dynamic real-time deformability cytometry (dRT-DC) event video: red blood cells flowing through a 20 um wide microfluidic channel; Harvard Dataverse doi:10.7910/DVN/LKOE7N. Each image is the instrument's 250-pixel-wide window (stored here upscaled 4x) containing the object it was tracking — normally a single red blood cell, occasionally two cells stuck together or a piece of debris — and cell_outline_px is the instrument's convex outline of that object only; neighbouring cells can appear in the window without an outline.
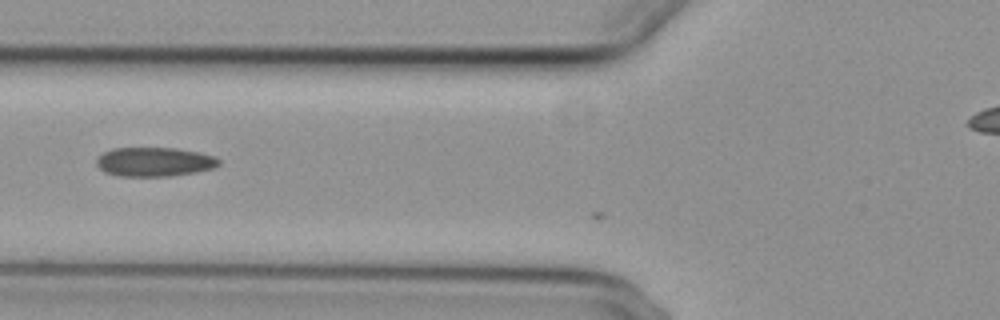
{"species": "common noctule bat (a hibernating species)", "species_latin": "Nyctalus noctula", "temperature_condition": "cold", "stored_images_in_passage": 13, "camera_frame_rate_fps": 3000, "um_per_image_px": 0.085, "animal": {"sex": "female", "body_mass_g": 29.2, "forearm_length_mm": 56.3}, "frame": {"image": 1, "passage_image": 11, "time_ms": 3.333, "image_size_px": [1000, 320], "cell_outline_px": [[220, 164], [212, 168], [196, 172], [168, 176], [116, 176], [104, 172], [96, 164], [96, 160], [104, 152], [112, 148], [176, 148], [196, 152], [212, 156], [220, 160]], "centroid_in_image_um": [13.08, 13.76], "position_along_channel_um": 112.7, "area_um2": 20.63}}